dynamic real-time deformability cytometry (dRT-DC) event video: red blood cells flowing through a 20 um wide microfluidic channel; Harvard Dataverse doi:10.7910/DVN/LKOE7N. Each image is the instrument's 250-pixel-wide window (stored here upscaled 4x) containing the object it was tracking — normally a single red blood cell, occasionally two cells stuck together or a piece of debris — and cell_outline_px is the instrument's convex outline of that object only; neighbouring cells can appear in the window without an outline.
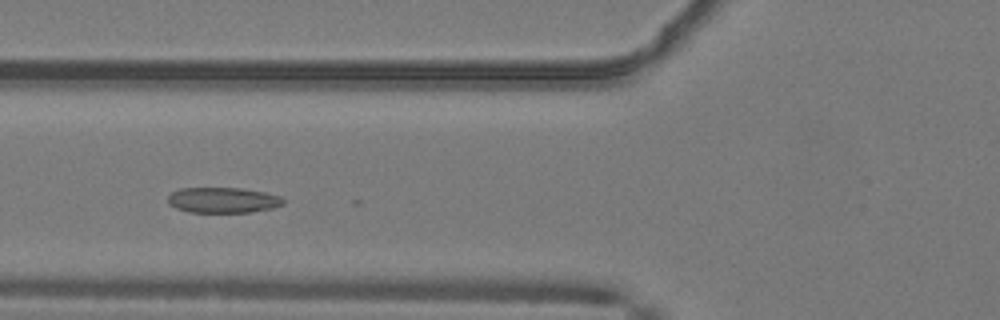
{"species": "common noctule bat (a hibernating species)", "species_latin": "Nyctalus noctula", "temperature_condition": "warm", "stored_images_in_passage": 18, "camera_frame_rate_fps": 3000, "um_per_image_px": 0.085, "animal": {"sex": "male", "body_mass_g": 19.2, "forearm_length_mm": 51.8}, "frame": {"image": 1, "passage_image": 12, "time_ms": 3.667, "image_size_px": [1000, 320], "cell_outline_px": [[284, 204], [272, 208], [252, 212], [188, 212], [176, 208], [168, 204], [168, 196], [172, 192], [180, 188], [240, 188], [264, 192], [280, 196], [284, 200]], "centroid_in_image_um": [18.94, 17.01], "position_along_channel_um": 106.9, "area_um2": 17.17}}
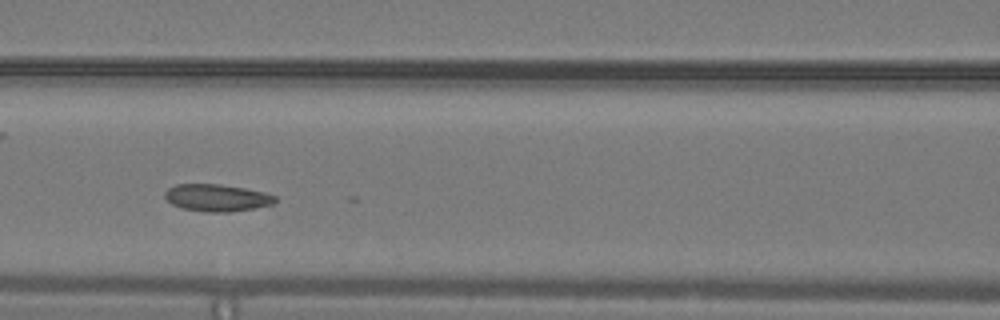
{"frame": {"image": 2, "passage_image": 15, "time_ms": 4.667, "image_size_px": [1000, 320], "cell_outline_px": [[276, 200], [272, 204], [232, 212], [204, 212], [180, 208], [172, 204], [164, 196], [164, 192], [168, 188], [176, 184], [220, 184], [244, 188], [264, 192], [276, 196]], "centroid_in_image_um": [18.4, 16.81], "position_along_channel_um": 148.2, "area_um2": 17.46}}